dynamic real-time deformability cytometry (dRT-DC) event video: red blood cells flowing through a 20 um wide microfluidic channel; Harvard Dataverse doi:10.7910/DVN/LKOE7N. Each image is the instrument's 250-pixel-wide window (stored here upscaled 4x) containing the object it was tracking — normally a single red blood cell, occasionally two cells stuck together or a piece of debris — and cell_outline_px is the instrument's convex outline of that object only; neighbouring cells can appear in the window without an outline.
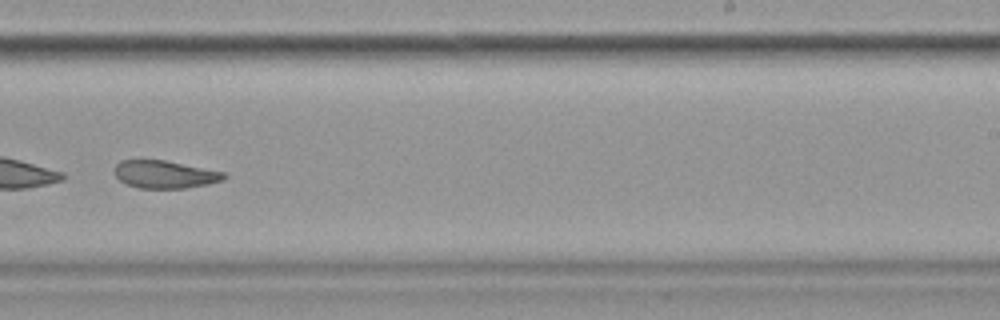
{"species": "common noctule bat (a hibernating species)", "species_latin": "Nyctalus noctula", "temperature_condition": "cold", "stored_images_in_passage": 55, "segment_of_instrument_passage": [2, 2], "camera_frame_rate_fps": 3000, "um_per_image_px": 0.085, "animal": {"sex": "female", "body_mass_g": 19.9}, "frame": {"image": 1, "passage_image": 36, "time_ms": 11.667, "image_size_px": [1000, 320], "cell_outline_px": [[228, 176], [224, 180], [208, 184], [184, 188], [140, 188], [128, 184], [120, 180], [112, 172], [116, 164], [120, 160], [164, 160], [224, 172]], "centroid_in_image_um": [14.0, 14.82], "position_along_channel_um": 275.0, "area_um2": 17.63}}